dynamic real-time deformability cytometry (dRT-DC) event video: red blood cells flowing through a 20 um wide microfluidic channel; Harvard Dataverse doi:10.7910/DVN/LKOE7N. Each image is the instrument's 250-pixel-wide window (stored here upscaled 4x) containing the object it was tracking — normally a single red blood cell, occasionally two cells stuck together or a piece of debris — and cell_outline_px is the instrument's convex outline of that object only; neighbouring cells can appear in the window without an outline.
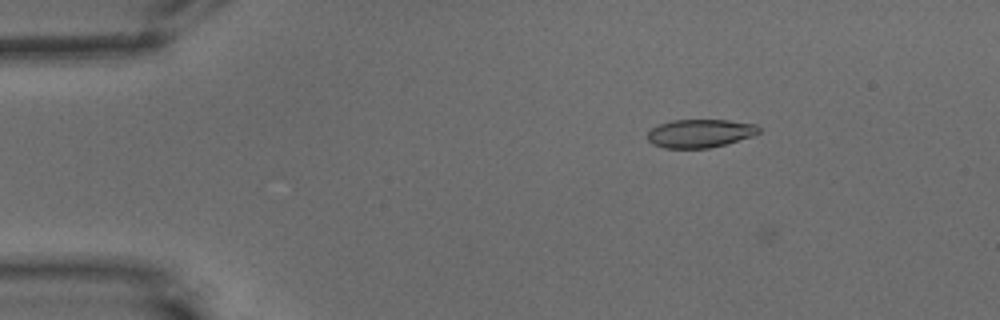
{"species": "common noctule bat (a hibernating species)", "species_latin": "Nyctalus noctula", "temperature_condition": "warm", "stored_images_in_passage": 18, "camera_frame_rate_fps": 3000, "um_per_image_px": 0.085, "animal": {"sex": "male", "body_mass_g": 15.6}, "frame": {"image": 1, "passage_image": 15, "time_ms": 4.667, "image_size_px": [1000, 320], "cell_outline_px": [[760, 132], [752, 136], [724, 144], [708, 148], [664, 148], [652, 144], [648, 140], [648, 132], [652, 128], [660, 124], [672, 120], [728, 120], [756, 124], [760, 128]], "centroid_in_image_um": [59.5, 11.33], "position_along_channel_um": 25.5, "area_um2": 18.26}}